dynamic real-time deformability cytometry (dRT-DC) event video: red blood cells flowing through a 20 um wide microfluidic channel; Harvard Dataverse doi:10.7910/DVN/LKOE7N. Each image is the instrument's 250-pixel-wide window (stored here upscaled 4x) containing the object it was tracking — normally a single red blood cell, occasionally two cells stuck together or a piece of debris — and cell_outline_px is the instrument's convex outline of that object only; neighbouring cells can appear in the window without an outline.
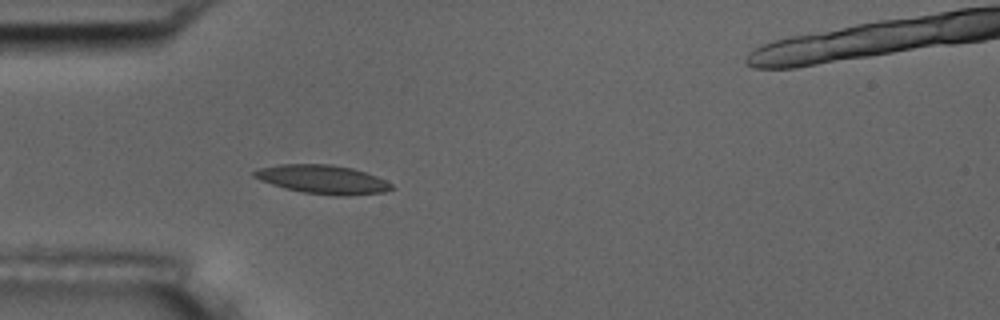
{"species": "common noctule bat (a hibernating species)", "species_latin": "Nyctalus noctula", "temperature_condition": "room temperature", "stored_images_in_passage": 25, "camera_frame_rate_fps": 3000, "um_per_image_px": 0.085, "animal": {"sex": "male", "body_mass_g": 17.5, "forearm_length_mm": 52.3}, "frame": {"image": 1, "passage_image": 4, "time_ms": 1.0, "image_size_px": [1000, 320], "cell_outline_px": [[396, 188], [384, 192], [348, 196], [336, 196], [304, 192], [284, 188], [272, 184], [252, 176], [252, 172], [260, 168], [280, 164], [332, 164], [352, 168], [376, 176], [392, 184]], "centroid_in_image_um": [27.45, 15.25], "position_along_channel_um": 57.5, "area_um2": 22.95}}
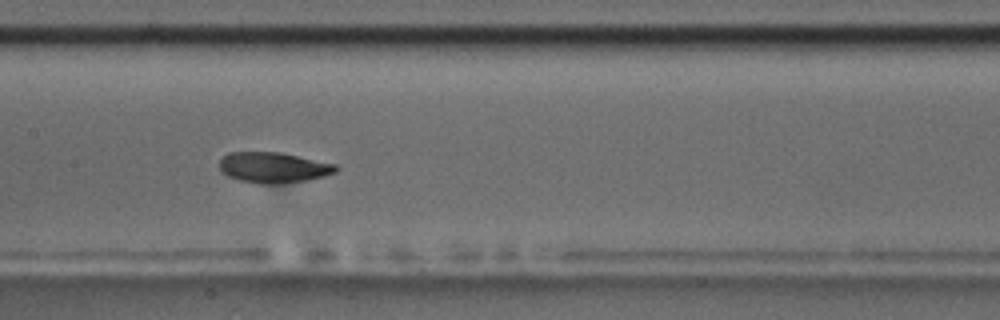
{"frame": {"image": 2, "passage_image": 15, "time_ms": 4.667, "image_size_px": [1000, 320], "cell_outline_px": [[340, 168], [336, 172], [324, 176], [308, 180], [280, 184], [260, 184], [240, 180], [228, 176], [220, 172], [220, 160], [228, 152], [280, 152], [336, 164]], "centroid_in_image_um": [23.25, 14.24], "position_along_channel_um": 184.1, "area_um2": 20.92}}